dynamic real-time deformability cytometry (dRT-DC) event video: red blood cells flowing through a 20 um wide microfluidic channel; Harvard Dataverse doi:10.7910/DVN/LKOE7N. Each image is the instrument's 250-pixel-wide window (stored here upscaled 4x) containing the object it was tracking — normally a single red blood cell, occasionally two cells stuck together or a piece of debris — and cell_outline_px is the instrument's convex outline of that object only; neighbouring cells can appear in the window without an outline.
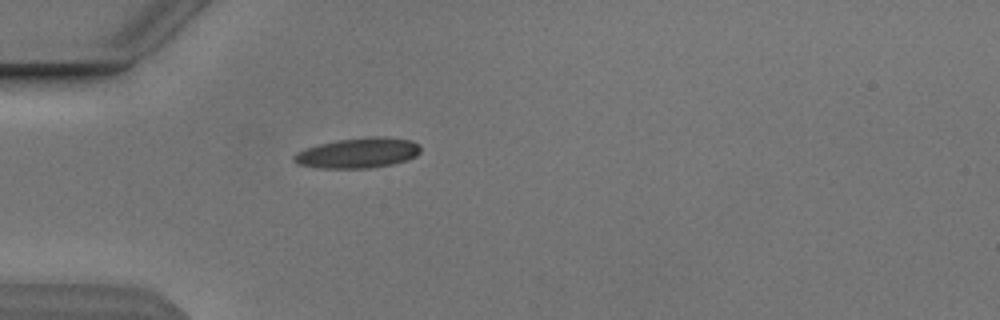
{"species": "Egyptian fruit bat (a non-hibernating species)", "species_latin": "Rousettus aegyptiacus", "temperature_condition": "cold", "stored_images_in_passage": 3, "camera_frame_rate_fps": 3000, "um_per_image_px": 0.085, "animal": {"sex": "male"}, "frame": {"image": 1, "passage_image": 3, "time_ms": 2.667, "image_size_px": [1000, 320], "cell_outline_px": [[420, 152], [416, 156], [392, 164], [372, 168], [320, 168], [296, 164], [292, 160], [292, 156], [296, 152], [320, 144], [340, 140], [376, 136], [380, 136], [412, 140], [420, 144]], "centroid_in_image_um": [30.43, 13.01], "position_along_channel_um": 54.6, "area_um2": 22.2}}